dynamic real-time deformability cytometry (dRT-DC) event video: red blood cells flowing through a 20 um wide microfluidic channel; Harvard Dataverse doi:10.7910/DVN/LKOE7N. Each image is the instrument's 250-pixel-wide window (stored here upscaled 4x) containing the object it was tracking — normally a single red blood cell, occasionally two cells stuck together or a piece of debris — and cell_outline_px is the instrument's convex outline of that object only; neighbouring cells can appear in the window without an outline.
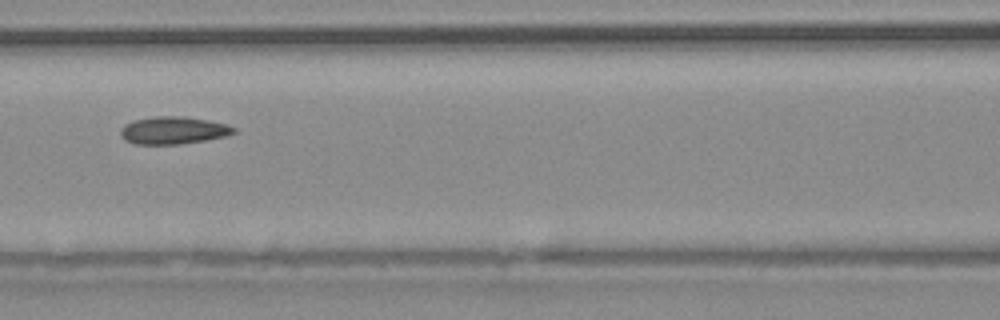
{"species": "common noctule bat (a hibernating species)", "species_latin": "Nyctalus noctula", "temperature_condition": "warm", "stored_images_in_passage": 29, "camera_frame_rate_fps": 3000, "um_per_image_px": 0.085, "animal": {"sex": "male", "body_mass_g": 20.4}, "frame": {"image": 1, "passage_image": 13, "time_ms": 4.0, "image_size_px": [1000, 320], "cell_outline_px": [[236, 132], [228, 136], [180, 144], [136, 144], [124, 140], [120, 136], [120, 128], [124, 124], [136, 120], [156, 116], [184, 116], [228, 124], [236, 128]], "centroid_in_image_um": [14.73, 11.08], "position_along_channel_um": 151.9, "area_um2": 18.21}}